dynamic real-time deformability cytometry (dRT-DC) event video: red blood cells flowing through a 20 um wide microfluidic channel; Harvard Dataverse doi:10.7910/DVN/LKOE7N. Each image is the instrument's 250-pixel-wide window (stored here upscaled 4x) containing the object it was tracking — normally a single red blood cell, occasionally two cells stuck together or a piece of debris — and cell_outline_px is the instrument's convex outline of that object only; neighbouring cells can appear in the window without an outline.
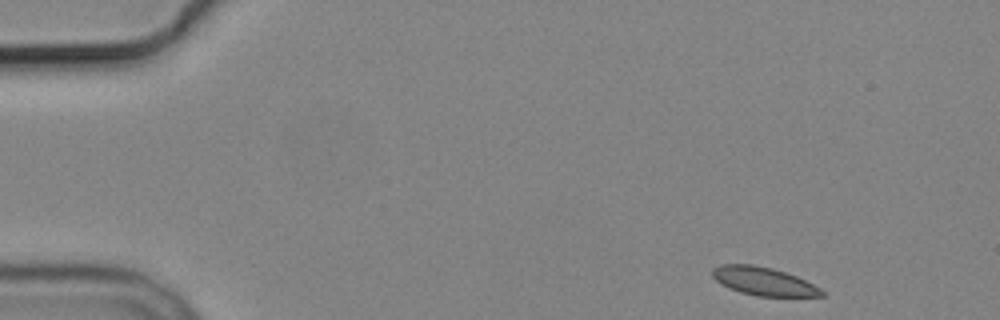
{"species": "common noctule bat (a hibernating species)", "species_latin": "Nyctalus noctula", "temperature_condition": "cold", "stored_images_in_passage": 4, "camera_frame_rate_fps": 3000, "um_per_image_px": 0.085, "animal": {"sex": "male", "body_mass_g": 19.2, "forearm_length_mm": 51.8}, "frame": {"image": 1, "passage_image": 1, "time_ms": 0.0, "image_size_px": [1000, 320], "cell_outline_px": [[824, 296], [756, 296], [740, 292], [728, 288], [720, 284], [712, 276], [712, 268], [720, 264], [752, 264], [772, 268], [796, 276], [820, 288], [824, 292]], "centroid_in_image_um": [64.85, 23.9], "position_along_channel_um": 20.1, "area_um2": 17.98}}
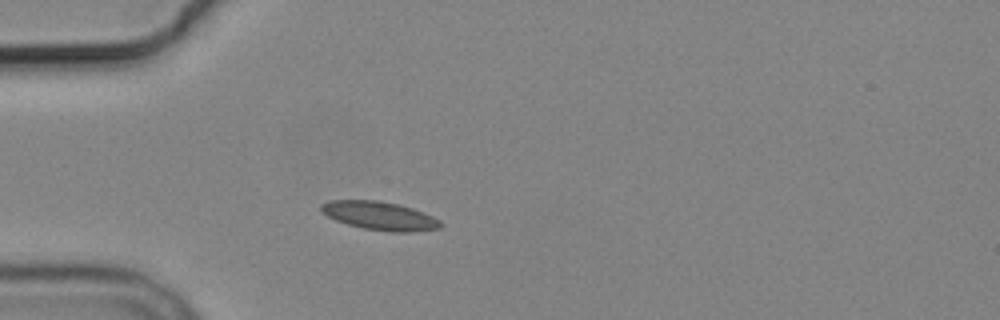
{"frame": {"image": 2, "passage_image": 4, "time_ms": 3.333, "image_size_px": [1000, 320], "cell_outline_px": [[444, 224], [440, 228], [412, 232], [392, 232], [364, 228], [348, 224], [336, 220], [320, 212], [320, 204], [328, 200], [380, 200], [400, 204], [424, 212], [440, 220]], "centroid_in_image_um": [32.28, 18.33], "position_along_channel_um": 52.7, "area_um2": 20.0}}